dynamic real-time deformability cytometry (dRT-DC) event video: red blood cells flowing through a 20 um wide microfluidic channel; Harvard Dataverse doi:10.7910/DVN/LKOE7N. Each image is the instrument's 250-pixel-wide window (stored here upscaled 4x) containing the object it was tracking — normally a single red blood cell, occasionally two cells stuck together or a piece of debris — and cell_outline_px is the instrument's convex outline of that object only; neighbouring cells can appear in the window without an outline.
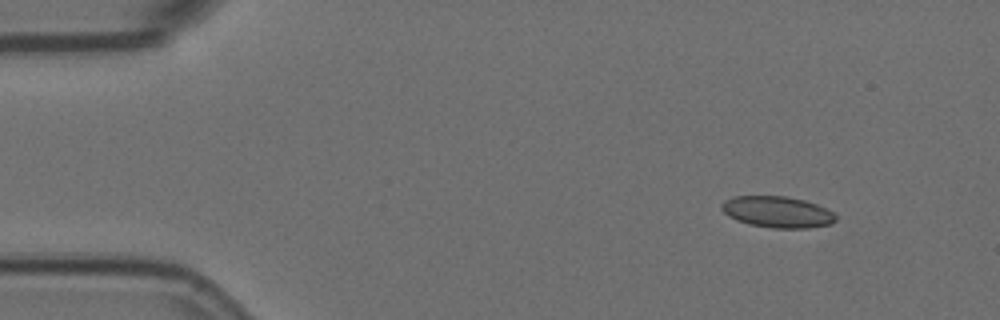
{"species": "Egyptian fruit bat (a non-hibernating species)", "species_latin": "Rousettus aegyptiacus", "temperature_condition": "room temperature", "stored_images_in_passage": 2, "camera_frame_rate_fps": 3000, "um_per_image_px": 0.085, "animal": {"sex": "female"}, "frame": {"image": 1, "passage_image": 2, "time_ms": 0.333, "image_size_px": [1000, 320], "cell_outline_px": [[836, 220], [832, 224], [808, 228], [772, 228], [748, 224], [736, 220], [728, 216], [720, 208], [720, 204], [724, 200], [732, 196], [788, 196], [804, 200], [816, 204], [836, 212]], "centroid_in_image_um": [66.08, 18.01], "position_along_channel_um": 18.9, "area_um2": 21.15}}